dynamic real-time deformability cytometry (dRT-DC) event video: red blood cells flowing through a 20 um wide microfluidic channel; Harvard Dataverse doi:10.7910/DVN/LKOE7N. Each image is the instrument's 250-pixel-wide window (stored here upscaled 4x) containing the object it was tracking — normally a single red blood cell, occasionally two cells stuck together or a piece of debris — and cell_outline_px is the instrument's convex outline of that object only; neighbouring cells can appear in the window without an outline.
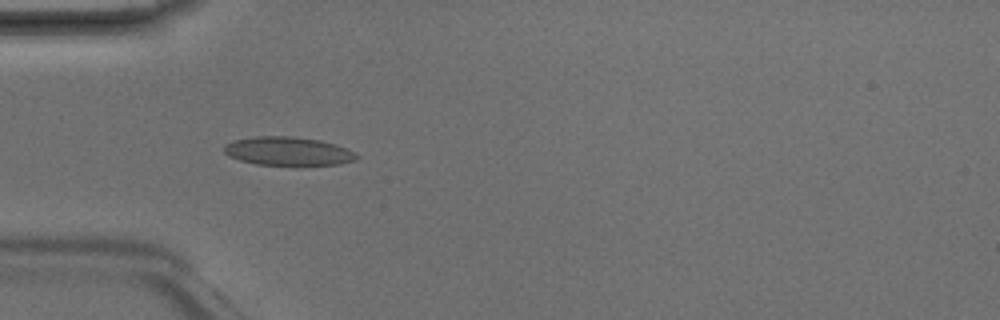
{"species": "Egyptian fruit bat (a non-hibernating species)", "species_latin": "Rousettus aegyptiacus", "temperature_condition": "room temperature", "stored_images_in_passage": 6, "camera_frame_rate_fps": 3000, "um_per_image_px": 0.085, "animal": {"sex": "male"}, "frame": {"image": 1, "passage_image": 5, "time_ms": 1.333, "image_size_px": [1000, 320], "cell_outline_px": [[360, 156], [356, 160], [340, 164], [300, 168], [256, 164], [240, 160], [228, 156], [224, 152], [224, 144], [236, 140], [256, 136], [292, 136], [320, 140], [336, 144], [356, 152]], "centroid_in_image_um": [24.55, 12.9], "position_along_channel_um": 60.4, "area_um2": 23.12}}